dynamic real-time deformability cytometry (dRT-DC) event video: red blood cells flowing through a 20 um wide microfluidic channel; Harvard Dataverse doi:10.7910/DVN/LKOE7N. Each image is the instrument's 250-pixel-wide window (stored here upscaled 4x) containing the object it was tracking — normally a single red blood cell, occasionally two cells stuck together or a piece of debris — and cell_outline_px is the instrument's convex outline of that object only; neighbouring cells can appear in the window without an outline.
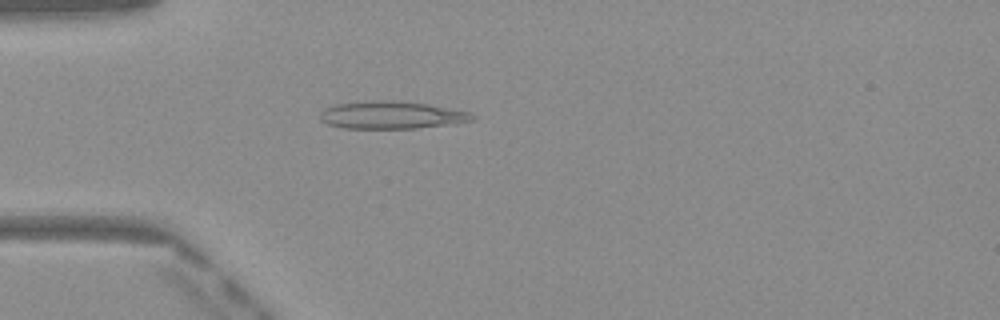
{"species": "Egyptian fruit bat (a non-hibernating species)", "species_latin": "Rousettus aegyptiacus", "temperature_condition": "warm", "stored_images_in_passage": 49, "camera_frame_rate_fps": 3000, "um_per_image_px": 0.085, "frame": {"image": 1, "passage_image": 14, "time_ms": 4.333, "image_size_px": [1000, 320], "cell_outline_px": [[476, 116], [472, 120], [416, 128], [344, 128], [328, 124], [320, 120], [320, 112], [324, 108], [336, 104], [364, 100], [392, 100], [428, 104], [468, 112]], "centroid_in_image_um": [33.18, 9.76], "position_along_channel_um": 51.8, "area_um2": 24.22}}
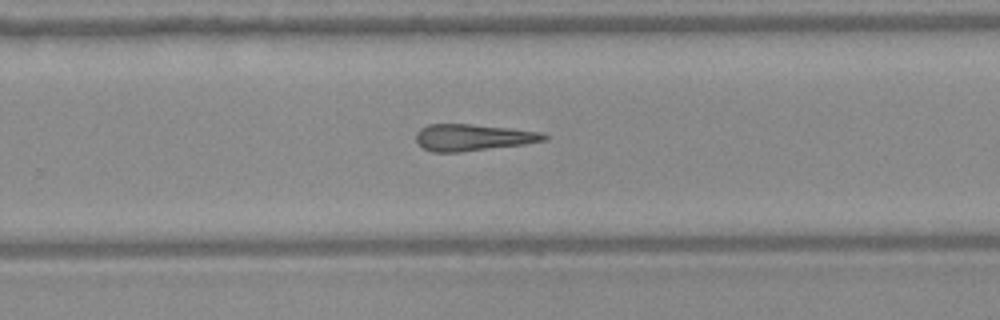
{"frame": {"image": 2, "passage_image": 32, "time_ms": 10.333, "image_size_px": [1000, 320], "cell_outline_px": [[548, 140], [524, 144], [460, 152], [432, 152], [424, 148], [416, 140], [416, 132], [420, 128], [428, 124], [472, 124], [544, 132], [548, 136]], "centroid_in_image_um": [40.21, 11.67], "position_along_channel_um": 289.6, "area_um2": 19.88}}
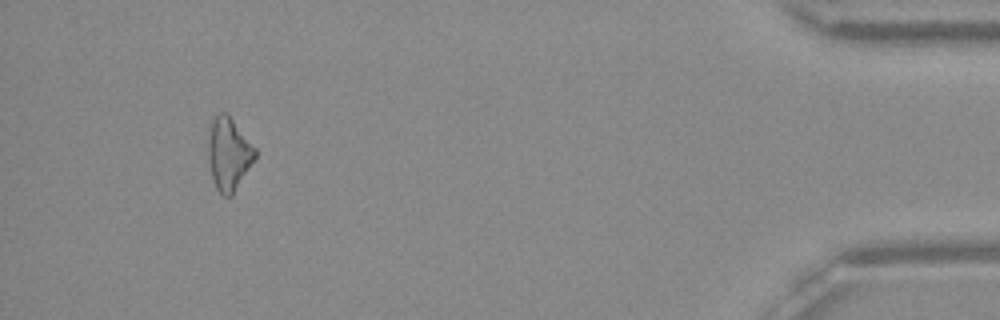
{"frame": {"image": 3, "passage_image": 46, "time_ms": 15.0, "image_size_px": [1000, 320], "cell_outline_px": [[256, 156], [232, 196], [224, 196], [216, 188], [212, 176], [208, 160], [208, 140], [212, 120], [220, 112], [224, 112], [232, 120], [256, 148]], "centroid_in_image_um": [19.43, 13.1], "position_along_channel_um": 415.8, "area_um2": 19.42}}